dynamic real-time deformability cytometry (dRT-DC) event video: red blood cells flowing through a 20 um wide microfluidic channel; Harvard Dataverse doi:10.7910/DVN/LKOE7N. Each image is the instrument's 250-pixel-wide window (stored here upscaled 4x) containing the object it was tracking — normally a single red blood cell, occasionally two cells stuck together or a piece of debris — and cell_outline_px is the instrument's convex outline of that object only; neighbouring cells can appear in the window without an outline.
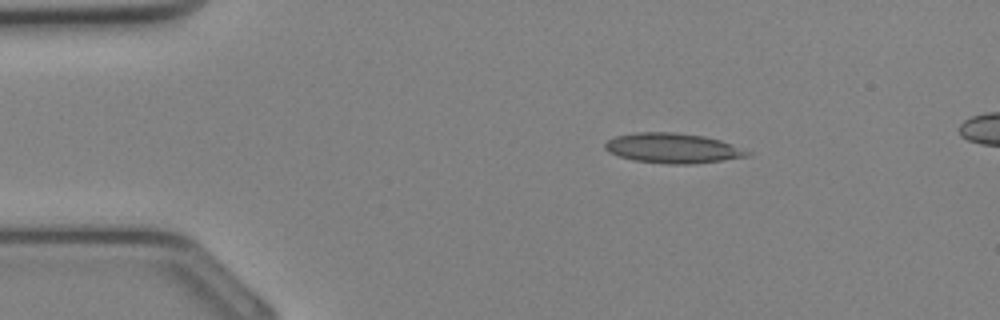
{"species": "Egyptian fruit bat (a non-hibernating species)", "species_latin": "Rousettus aegyptiacus", "temperature_condition": "cold", "stored_images_in_passage": 29, "camera_frame_rate_fps": 3000, "um_per_image_px": 0.085, "animal": {"sex": "female"}, "frame": {"image": 1, "passage_image": 1, "time_ms": 0.0, "image_size_px": [1000, 320], "cell_outline_px": [[752, 152], [748, 156], [692, 164], [668, 164], [632, 160], [608, 152], [604, 148], [604, 144], [608, 140], [616, 136], [636, 132], [676, 132], [704, 136], [720, 140], [732, 144]], "centroid_in_image_um": [57.16, 12.59], "position_along_channel_um": 27.8, "area_um2": 24.8}}
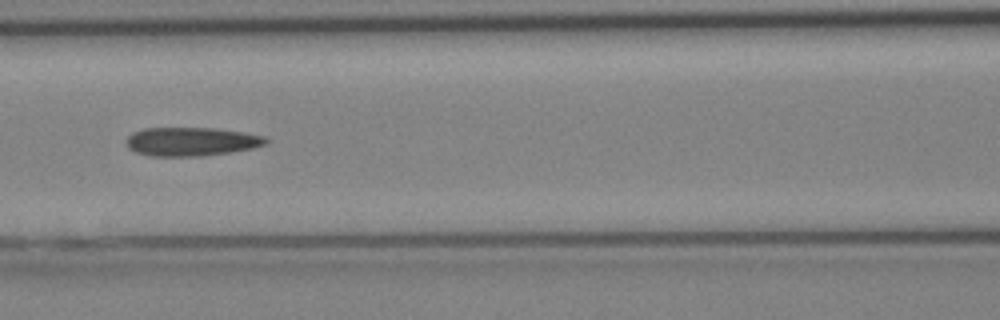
{"frame": {"image": 2, "passage_image": 10, "time_ms": 3.0, "image_size_px": [1000, 320], "cell_outline_px": [[268, 144], [252, 148], [228, 152], [200, 156], [152, 156], [136, 152], [128, 148], [124, 140], [132, 132], [144, 128], [216, 128], [244, 132], [264, 136], [268, 140]], "centroid_in_image_um": [16.24, 12.03], "position_along_channel_um": 150.4, "area_um2": 23.41}}
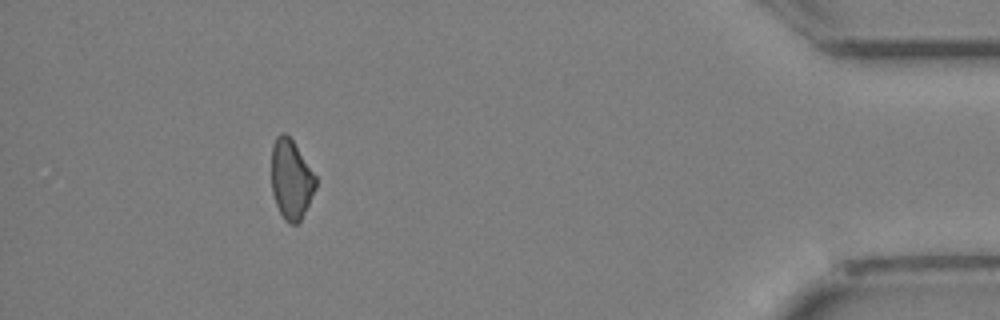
{"frame": {"image": 3, "passage_image": 26, "time_ms": 8.333, "image_size_px": [1000, 320], "cell_outline_px": [[316, 188], [300, 220], [296, 224], [292, 224], [284, 220], [276, 204], [272, 192], [272, 144], [276, 136], [280, 132], [284, 132], [292, 140], [316, 176]], "centroid_in_image_um": [24.73, 15.23], "position_along_channel_um": 410.5, "area_um2": 20.29}}